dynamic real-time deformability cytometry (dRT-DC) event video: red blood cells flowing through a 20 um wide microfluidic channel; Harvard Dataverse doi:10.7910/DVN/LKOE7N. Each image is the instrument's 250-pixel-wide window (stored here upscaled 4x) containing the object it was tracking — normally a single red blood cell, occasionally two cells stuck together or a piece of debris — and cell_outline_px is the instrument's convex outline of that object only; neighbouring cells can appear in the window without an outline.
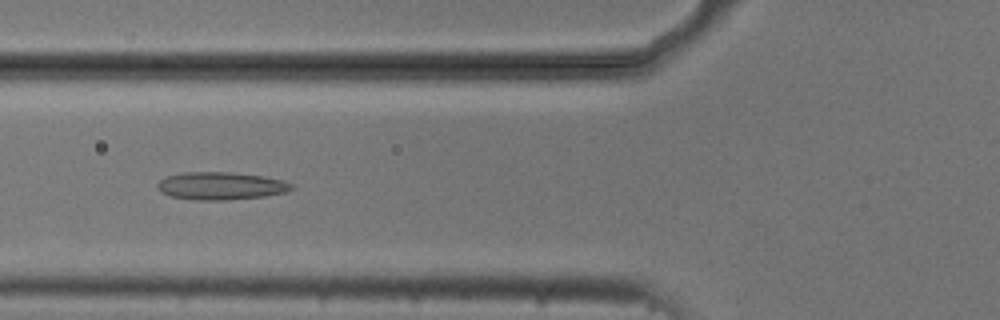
{"species": "common noctule bat (a hibernating species)", "species_latin": "Nyctalus noctula", "temperature_condition": "cold", "stored_images_in_passage": 50, "camera_frame_rate_fps": 3000, "um_per_image_px": 0.085, "animal": {"sex": "male", "body_mass_g": 20.5, "forearm_length_mm": 52.5}, "frame": {"image": 1, "passage_image": 19, "time_ms": 6.0, "image_size_px": [1000, 320], "cell_outline_px": [[292, 188], [288, 192], [264, 196], [228, 200], [196, 200], [172, 196], [160, 192], [156, 188], [156, 184], [160, 180], [168, 176], [184, 172], [232, 172], [264, 176], [284, 180], [292, 184]], "centroid_in_image_um": [18.78, 15.8], "position_along_channel_um": 107.0, "area_um2": 21.73}}
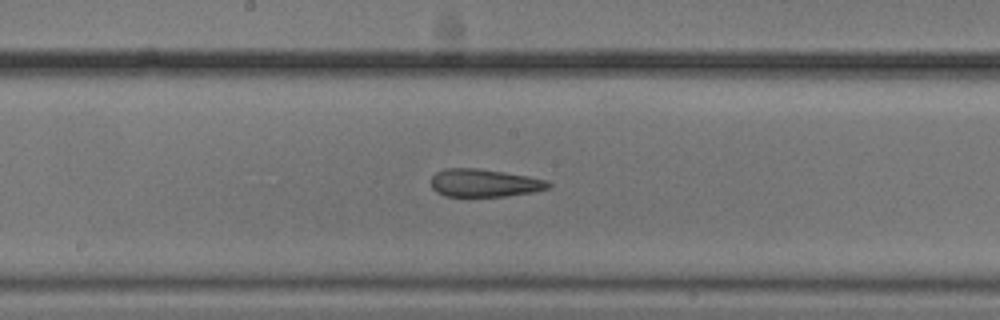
{"frame": {"image": 2, "passage_image": 27, "time_ms": 8.667, "image_size_px": [1000, 320], "cell_outline_px": [[552, 184], [548, 188], [532, 192], [504, 196], [444, 196], [436, 192], [432, 188], [432, 176], [436, 172], [444, 168], [476, 168], [528, 176], [544, 180]], "centroid_in_image_um": [41.12, 15.55], "position_along_channel_um": 207.1, "area_um2": 18.84}}
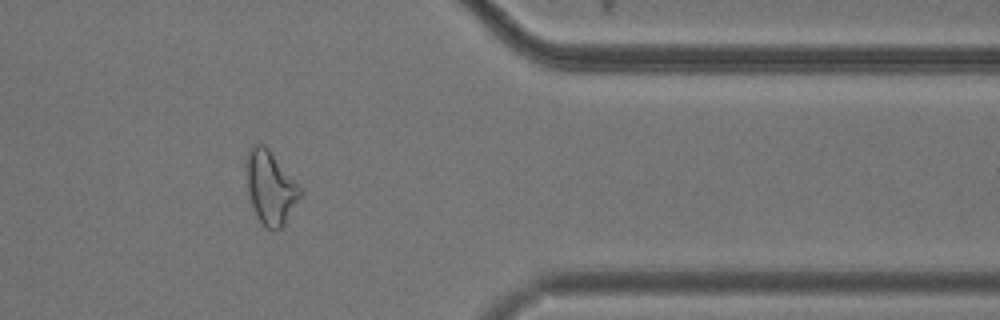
{"frame": {"image": 3, "passage_image": 43, "time_ms": 14.0, "image_size_px": [1000, 320], "cell_outline_px": [[300, 196], [284, 224], [280, 228], [272, 232], [260, 220], [248, 196], [244, 164], [248, 148], [252, 144], [264, 144], [268, 148], [300, 188]], "centroid_in_image_um": [22.91, 15.89], "position_along_channel_um": 388.5, "area_um2": 22.66}}